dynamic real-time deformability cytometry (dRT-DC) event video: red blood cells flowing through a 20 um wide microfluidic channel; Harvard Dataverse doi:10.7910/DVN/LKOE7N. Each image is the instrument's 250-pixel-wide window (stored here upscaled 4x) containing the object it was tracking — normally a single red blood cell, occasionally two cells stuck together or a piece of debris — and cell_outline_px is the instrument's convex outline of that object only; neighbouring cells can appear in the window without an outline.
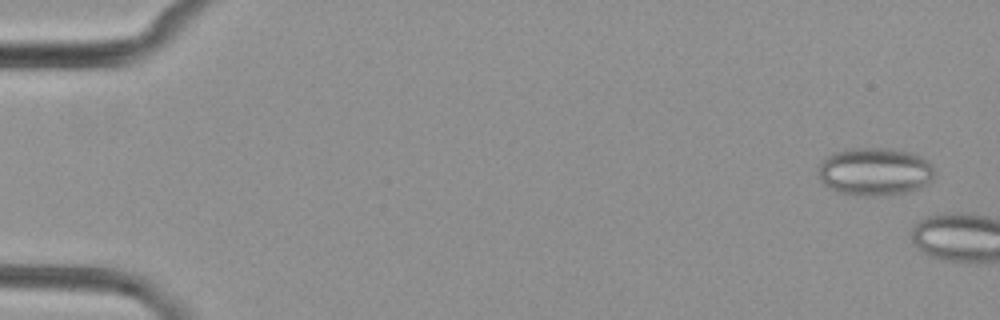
{"species": "common noctule bat (a hibernating species)", "species_latin": "Nyctalus noctula", "temperature_condition": "cold", "stored_images_in_passage": 3, "camera_frame_rate_fps": 3000, "um_per_image_px": 0.085, "animal": {"sex": "female", "body_mass_g": 29.2, "forearm_length_mm": 56.3}, "frame": {"image": 1, "passage_image": 3, "time_ms": 2.667, "image_size_px": [1000, 320], "cell_outline_px": [[936, 172], [924, 184], [916, 188], [904, 192], [880, 196], [864, 196], [840, 192], [828, 188], [820, 180], [820, 164], [828, 156], [836, 152], [852, 148], [888, 148], [912, 152], [928, 160], [936, 168]], "centroid_in_image_um": [74.38, 14.57], "position_along_channel_um": 10.6, "area_um2": 32.19}}